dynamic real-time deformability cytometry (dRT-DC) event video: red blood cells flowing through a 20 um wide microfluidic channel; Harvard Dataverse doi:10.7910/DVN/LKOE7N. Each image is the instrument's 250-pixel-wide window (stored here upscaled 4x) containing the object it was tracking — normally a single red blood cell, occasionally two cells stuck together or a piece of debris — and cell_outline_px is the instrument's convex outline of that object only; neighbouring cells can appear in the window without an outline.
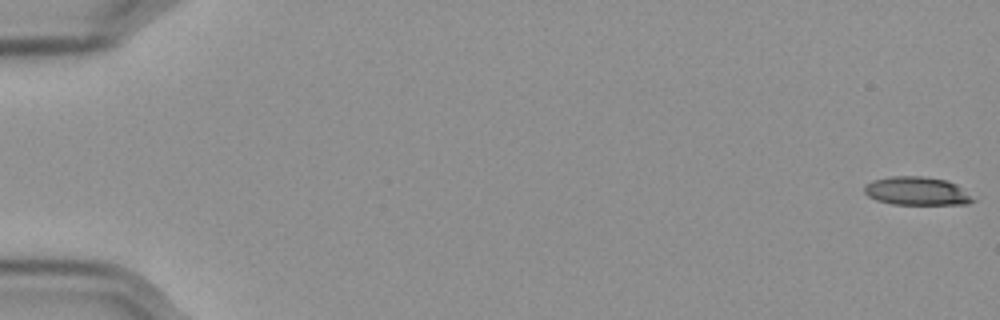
{"species": "Egyptian fruit bat (a non-hibernating species)", "species_latin": "Rousettus aegyptiacus", "temperature_condition": "cold", "stored_images_in_passage": 17, "camera_frame_rate_fps": 3000, "um_per_image_px": 0.085, "frame": {"image": 1, "passage_image": 1, "time_ms": 0.0, "image_size_px": [1000, 320], "cell_outline_px": [[976, 200], [968, 204], [892, 204], [876, 200], [868, 196], [864, 192], [864, 184], [872, 180], [888, 176], [924, 176], [948, 180], [956, 184]], "centroid_in_image_um": [77.89, 16.23], "position_along_channel_um": 7.1, "area_um2": 18.09}}
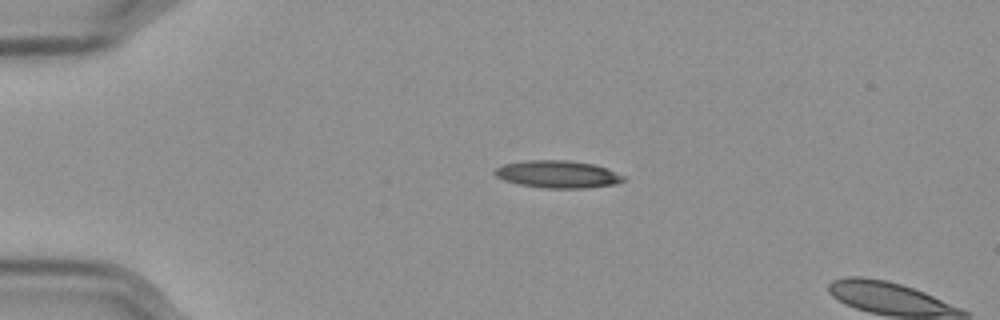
{"frame": {"image": 2, "passage_image": 14, "time_ms": 4.333, "image_size_px": [1000, 320], "cell_outline_px": [[628, 180], [616, 184], [588, 188], [544, 188], [516, 184], [504, 180], [496, 176], [492, 172], [496, 168], [504, 164], [524, 160], [568, 160], [596, 164], [624, 176]], "centroid_in_image_um": [47.41, 14.81], "position_along_channel_um": 37.6, "area_um2": 20.81}}